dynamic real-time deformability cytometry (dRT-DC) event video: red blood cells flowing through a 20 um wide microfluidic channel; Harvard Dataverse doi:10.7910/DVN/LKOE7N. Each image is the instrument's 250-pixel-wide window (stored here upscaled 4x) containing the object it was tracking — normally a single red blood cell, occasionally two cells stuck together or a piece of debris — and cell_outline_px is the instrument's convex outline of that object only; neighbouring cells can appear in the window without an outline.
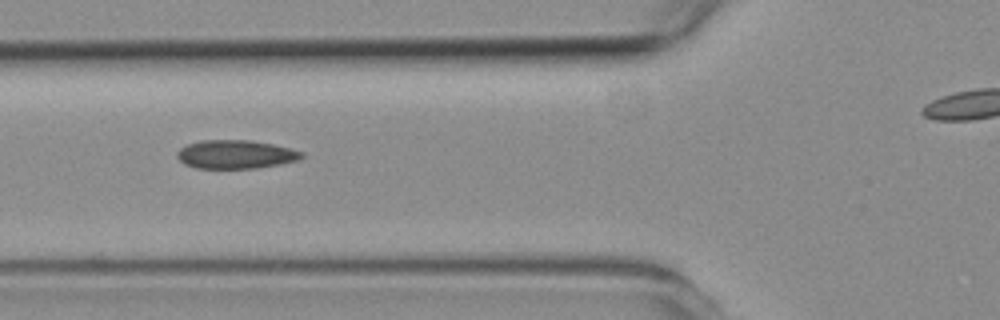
{"species": "common noctule bat (a hibernating species)", "species_latin": "Nyctalus noctula", "temperature_condition": "room temperature", "stored_images_in_passage": 7, "camera_frame_rate_fps": 3000, "um_per_image_px": 0.085, "animal": {"sex": "female", "body_mass_g": 19.3, "forearm_length_mm": 54.1}, "frame": {"image": 1, "passage_image": 5, "time_ms": 5.0, "image_size_px": [1000, 320], "cell_outline_px": [[304, 156], [296, 160], [280, 164], [256, 168], [196, 168], [184, 164], [176, 156], [176, 152], [180, 148], [188, 144], [200, 140], [252, 140], [272, 144], [304, 152]], "centroid_in_image_um": [20.0, 13.12], "position_along_channel_um": 105.8, "area_um2": 20.69}}
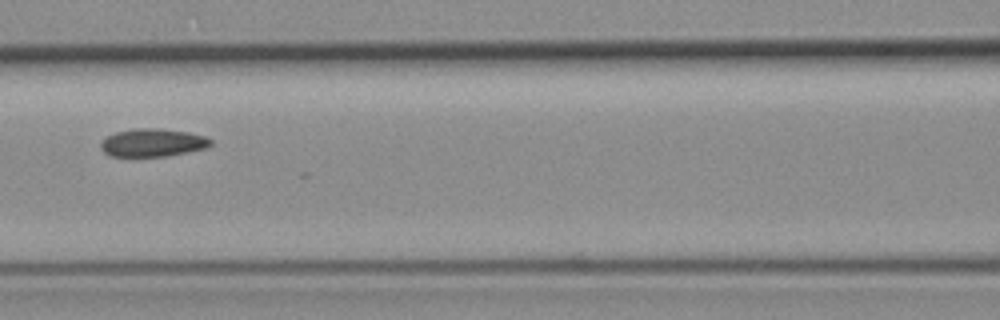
{"frame": {"image": 2, "passage_image": 7, "time_ms": 8.333, "image_size_px": [1000, 320], "cell_outline_px": [[212, 144], [204, 148], [168, 156], [108, 156], [100, 148], [100, 144], [108, 136], [116, 132], [136, 128], [160, 128], [188, 132], [204, 136], [212, 140]], "centroid_in_image_um": [12.97, 12.12], "position_along_channel_um": 153.6, "area_um2": 17.8}}